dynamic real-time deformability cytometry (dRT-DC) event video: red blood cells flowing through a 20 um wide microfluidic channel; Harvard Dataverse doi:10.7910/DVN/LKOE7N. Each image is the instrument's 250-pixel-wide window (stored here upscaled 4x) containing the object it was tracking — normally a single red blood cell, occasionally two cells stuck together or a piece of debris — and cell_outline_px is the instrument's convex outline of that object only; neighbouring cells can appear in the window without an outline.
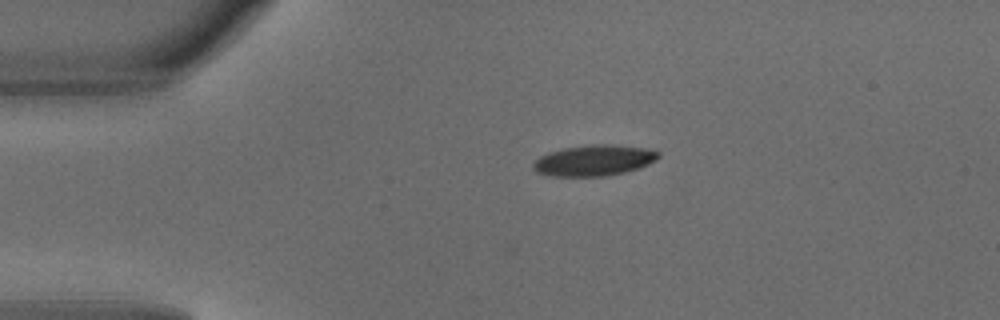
{"species": "common noctule bat (a hibernating species)", "species_latin": "Nyctalus noctula", "temperature_condition": "warm", "stored_images_in_passage": 2, "camera_frame_rate_fps": 3000, "um_per_image_px": 0.085, "animal": {"sex": "male", "body_mass_g": 18.8}, "frame": {"image": 1, "passage_image": 1, "time_ms": 0.0, "image_size_px": [1000, 320], "cell_outline_px": [[660, 156], [656, 160], [640, 168], [624, 172], [604, 176], [548, 176], [536, 172], [532, 168], [532, 164], [540, 156], [548, 152], [564, 148], [592, 144], [604, 144], [644, 148], [660, 152]], "centroid_in_image_um": [50.46, 13.64], "position_along_channel_um": 34.5, "area_um2": 22.48}}